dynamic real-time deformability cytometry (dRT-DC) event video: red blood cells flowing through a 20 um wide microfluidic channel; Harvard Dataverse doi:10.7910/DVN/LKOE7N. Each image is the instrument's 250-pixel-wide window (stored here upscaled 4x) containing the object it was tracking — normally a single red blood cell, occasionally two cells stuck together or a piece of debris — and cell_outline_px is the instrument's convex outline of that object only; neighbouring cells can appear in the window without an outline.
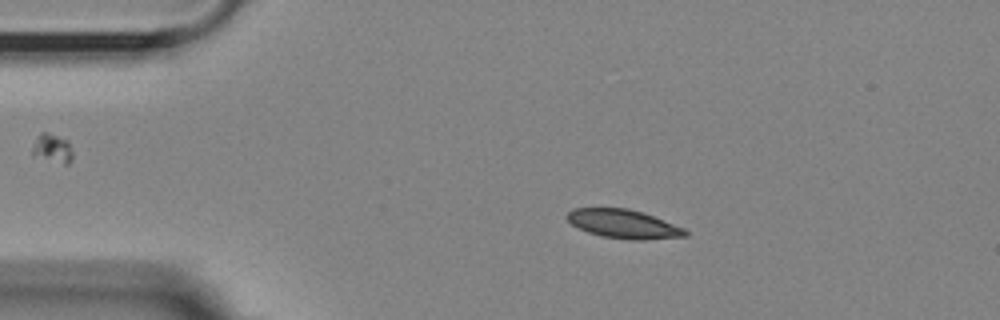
{"species": "Egyptian fruit bat (a non-hibernating species)", "species_latin": "Rousettus aegyptiacus", "temperature_condition": "room temperature", "stored_images_in_passage": 46, "camera_frame_rate_fps": 3000, "um_per_image_px": 0.085, "animal": {"sex": "female"}, "frame": {"image": 1, "passage_image": 2, "time_ms": 0.333, "image_size_px": [1000, 320], "cell_outline_px": [[688, 236], [644, 240], [628, 240], [604, 236], [588, 232], [572, 224], [568, 220], [568, 212], [572, 208], [628, 208], [652, 216], [684, 228], [688, 232]], "centroid_in_image_um": [53.01, 19.04], "position_along_channel_um": 32.0, "area_um2": 19.54}}
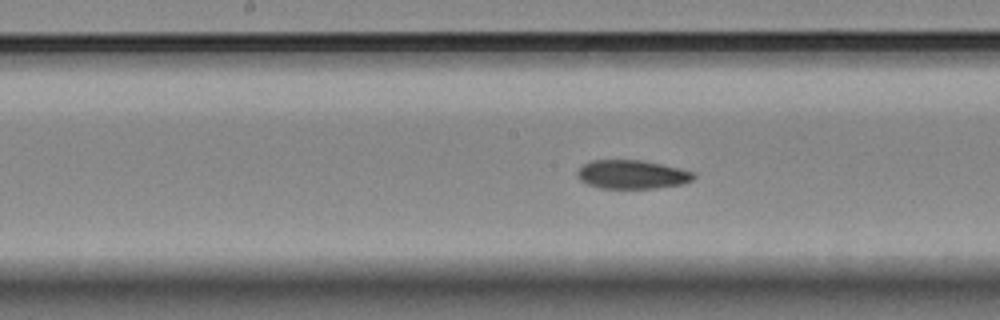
{"frame": {"image": 2, "passage_image": 19, "time_ms": 6.0, "image_size_px": [1000, 320], "cell_outline_px": [[696, 176], [692, 180], [684, 184], [656, 188], [600, 188], [588, 184], [580, 180], [576, 176], [576, 172], [584, 164], [592, 160], [640, 160], [680, 168], [696, 172]], "centroid_in_image_um": [53.75, 14.83], "position_along_channel_um": 194.5, "area_um2": 19.54}}
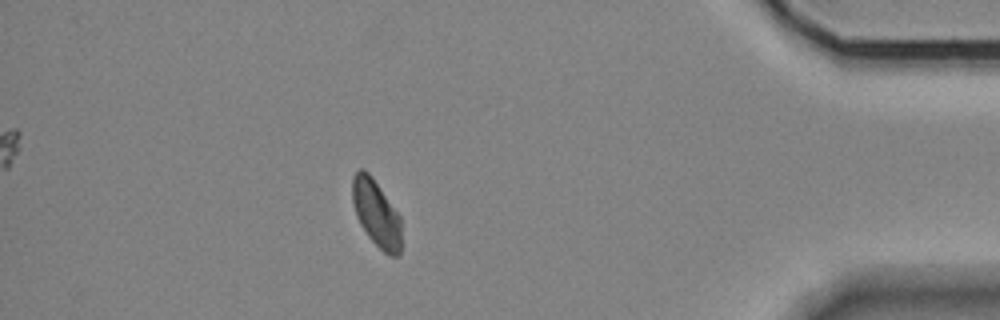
{"frame": {"image": 3, "passage_image": 40, "time_ms": 13.0, "image_size_px": [1000, 320], "cell_outline_px": [[400, 256], [388, 256], [368, 236], [360, 224], [356, 216], [352, 200], [352, 176], [360, 168], [364, 168], [372, 176], [400, 216]], "centroid_in_image_um": [31.96, 18.11], "position_along_channel_um": 403.2, "area_um2": 19.02}, "authors_computed_cell_mechanics": {"area_um2": 19.8254, "velocity_mm_per_s": 3.604, "shape_relaxation_time_tau1_ms": 5.1464, "shape_relaxation_time_tau2_ms": 4.5802, "deformation_change_tau1": 0.1376, "deformation_change_tau2": 0.0874}}